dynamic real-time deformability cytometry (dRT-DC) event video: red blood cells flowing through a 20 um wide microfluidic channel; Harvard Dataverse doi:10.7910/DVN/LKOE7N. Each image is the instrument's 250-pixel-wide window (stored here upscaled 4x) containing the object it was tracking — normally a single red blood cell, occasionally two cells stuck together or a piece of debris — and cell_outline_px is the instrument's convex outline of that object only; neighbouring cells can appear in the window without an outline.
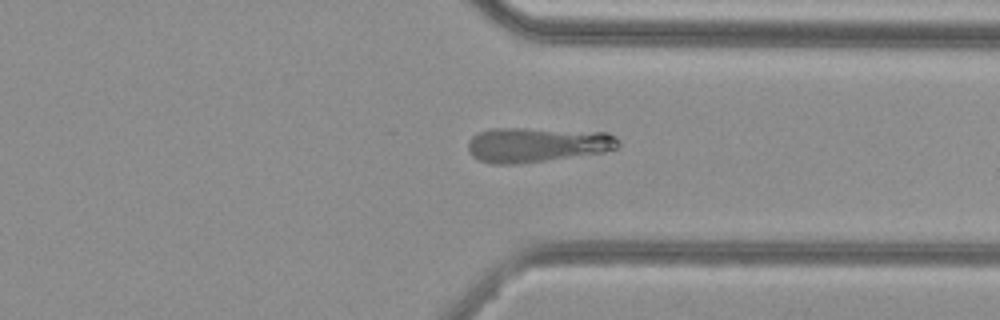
{"species": "common noctule bat (a hibernating species)", "species_latin": "Nyctalus noctula", "temperature_condition": "cold", "stored_images_in_passage": 43, "camera_frame_rate_fps": 3000, "um_per_image_px": 0.085, "animal": {"sex": "female", "body_mass_g": 29.2, "forearm_length_mm": 56.3}, "frame": {"image": 1, "passage_image": 29, "time_ms": 9.333, "image_size_px": [1000, 320], "cell_outline_px": [[620, 144], [616, 148], [604, 152], [520, 164], [492, 164], [480, 160], [472, 156], [468, 152], [468, 140], [472, 136], [480, 132], [492, 128], [524, 128], [604, 132], [620, 140]], "centroid_in_image_um": [45.61, 12.31], "position_along_channel_um": 365.8, "area_um2": 30.46}}
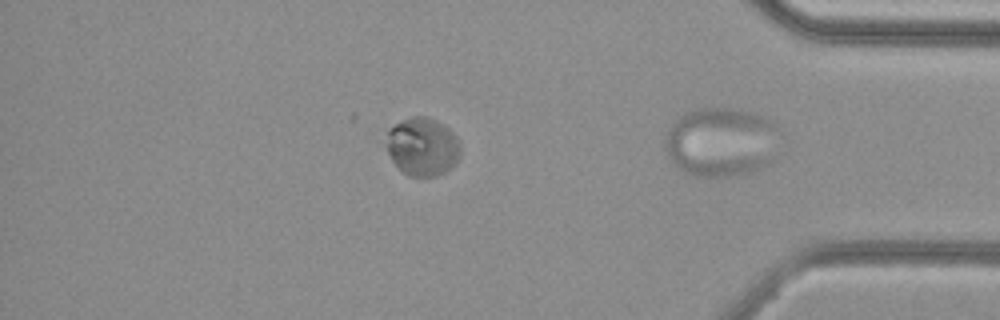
{"frame": {"image": 2, "passage_image": 35, "time_ms": 11.333, "image_size_px": [1000, 320], "cell_outline_px": [[460, 156], [444, 172], [436, 176], [408, 176], [392, 160], [388, 152], [388, 132], [396, 124], [412, 116], [424, 116], [436, 120], [448, 128], [460, 140]], "centroid_in_image_um": [35.94, 12.46], "position_along_channel_um": 399.3, "area_um2": 24.62}}